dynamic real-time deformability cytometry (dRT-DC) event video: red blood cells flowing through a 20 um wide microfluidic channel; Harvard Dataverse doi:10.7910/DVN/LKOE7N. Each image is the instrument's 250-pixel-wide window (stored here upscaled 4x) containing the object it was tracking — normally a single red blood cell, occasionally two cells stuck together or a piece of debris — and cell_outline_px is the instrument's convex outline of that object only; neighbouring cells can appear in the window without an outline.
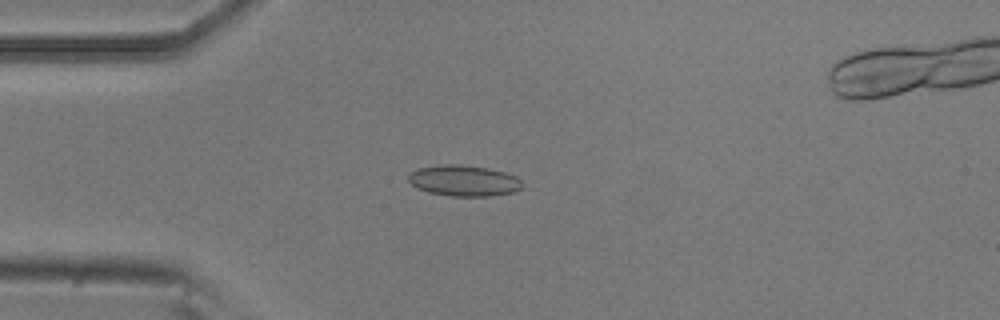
{"species": "common noctule bat (a hibernating species)", "species_latin": "Nyctalus noctula", "temperature_condition": "room temperature", "stored_images_in_passage": 55, "segment_of_instrument_passage": [1, 2], "camera_frame_rate_fps": 3000, "um_per_image_px": 0.085, "animal": {"sex": "male", "body_mass_g": 20.5, "forearm_length_mm": 52.5}, "frame": {"image": 1, "passage_image": 14, "time_ms": 4.333, "image_size_px": [1000, 320], "cell_outline_px": [[524, 184], [520, 188], [512, 192], [488, 196], [452, 196], [428, 192], [412, 184], [408, 180], [408, 172], [416, 168], [444, 164], [460, 164], [488, 168], [504, 172], [516, 176]], "centroid_in_image_um": [39.4, 15.34], "position_along_channel_um": 45.6, "area_um2": 20.52}}
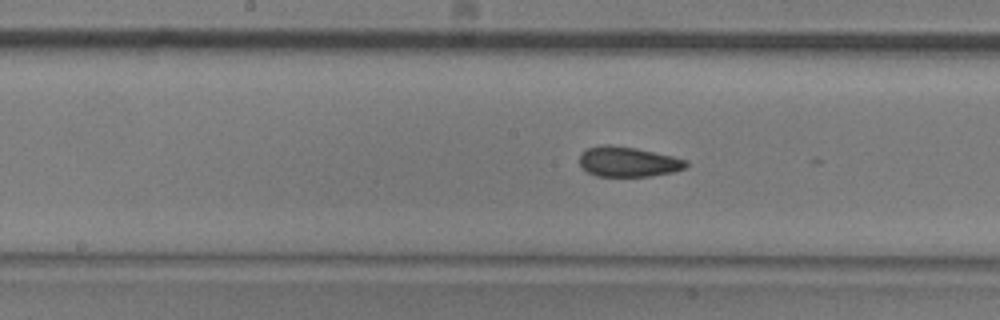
{"frame": {"image": 2, "passage_image": 27, "time_ms": 8.667, "image_size_px": [1000, 320], "cell_outline_px": [[688, 164], [684, 168], [672, 172], [648, 176], [596, 176], [588, 172], [580, 164], [580, 156], [588, 148], [600, 144], [608, 144], [636, 148], [672, 156], [688, 160]], "centroid_in_image_um": [53.39, 13.74], "position_along_channel_um": 194.8, "area_um2": 18.5}}
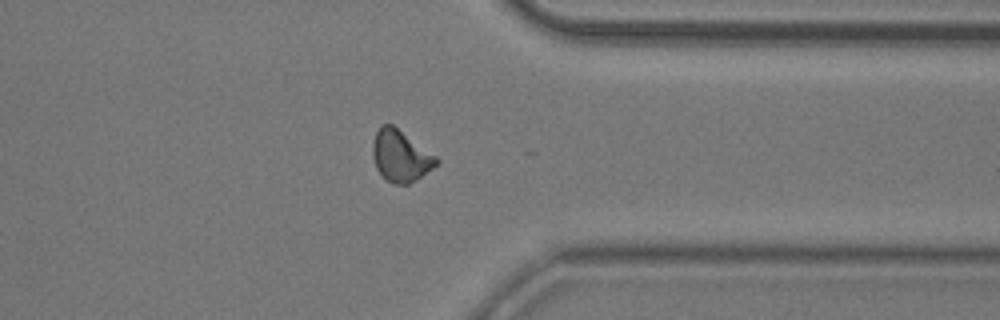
{"frame": {"image": 3, "passage_image": 42, "time_ms": 13.667, "image_size_px": [1000, 320], "cell_outline_px": [[440, 160], [432, 168], [416, 180], [408, 184], [392, 184], [376, 168], [372, 156], [372, 144], [376, 132], [380, 124], [392, 124], [436, 156]], "centroid_in_image_um": [34.02, 13.24], "position_along_channel_um": 377.4, "area_um2": 18.9}}